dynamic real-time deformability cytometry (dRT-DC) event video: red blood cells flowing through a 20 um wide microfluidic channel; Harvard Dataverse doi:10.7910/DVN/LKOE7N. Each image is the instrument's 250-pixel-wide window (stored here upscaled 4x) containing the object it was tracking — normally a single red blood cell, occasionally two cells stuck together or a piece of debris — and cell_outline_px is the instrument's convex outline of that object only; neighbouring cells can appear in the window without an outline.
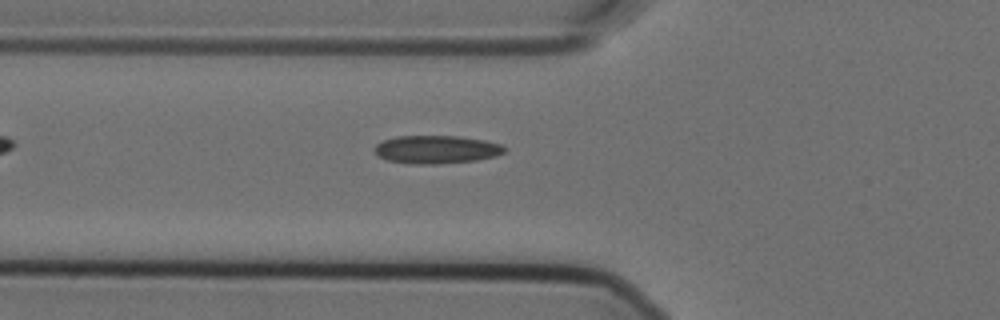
{"species": "Egyptian fruit bat (a non-hibernating species)", "species_latin": "Rousettus aegyptiacus", "temperature_condition": "cold", "stored_images_in_passage": 34, "camera_frame_rate_fps": 3000, "um_per_image_px": 0.085, "animal": {"sex": "female"}, "frame": {"image": 1, "passage_image": 3, "time_ms": 0.667, "image_size_px": [1000, 320], "cell_outline_px": [[504, 152], [496, 156], [476, 160], [436, 164], [408, 164], [388, 160], [380, 156], [376, 152], [376, 144], [384, 140], [396, 136], [456, 136], [484, 140], [500, 144], [504, 148]], "centroid_in_image_um": [37.09, 12.71], "position_along_channel_um": 88.7, "area_um2": 21.04}}
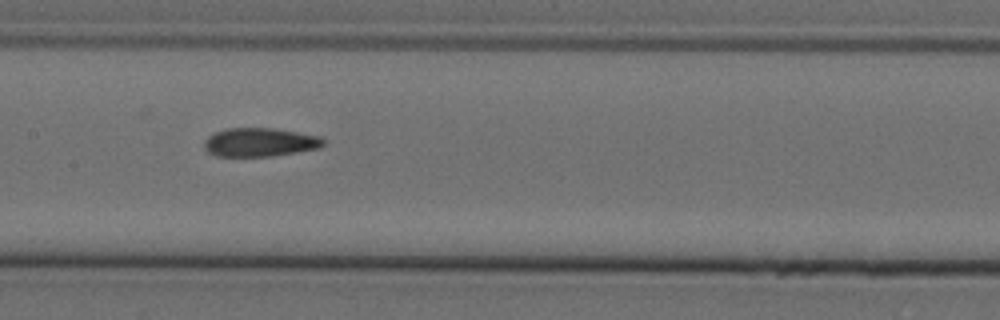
{"frame": {"image": 2, "passage_image": 11, "time_ms": 3.333, "image_size_px": [1000, 320], "cell_outline_px": [[324, 144], [320, 148], [272, 156], [216, 156], [208, 152], [204, 148], [204, 140], [208, 136], [216, 132], [228, 128], [272, 128], [320, 136], [324, 140]], "centroid_in_image_um": [22.07, 12.09], "position_along_channel_um": 185.3, "area_um2": 19.83}}
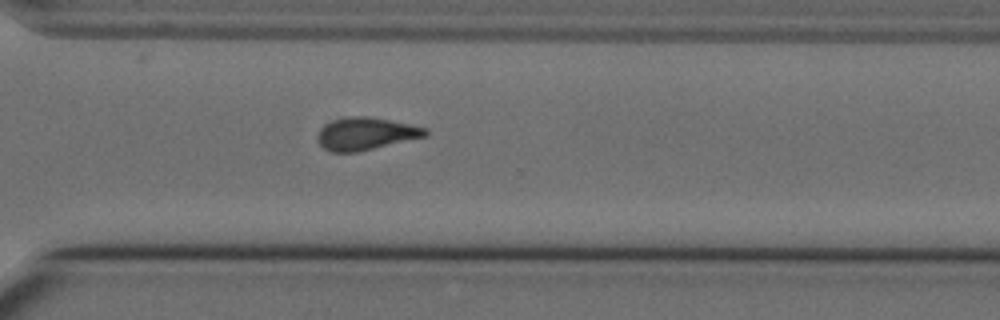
{"frame": {"image": 3, "passage_image": 24, "time_ms": 7.667, "image_size_px": [1000, 320], "cell_outline_px": [[428, 136], [356, 152], [328, 152], [316, 140], [316, 136], [320, 128], [324, 124], [332, 120], [348, 116], [368, 116], [428, 128]], "centroid_in_image_um": [31.05, 11.36], "position_along_channel_um": 339.5, "area_um2": 20.52}}